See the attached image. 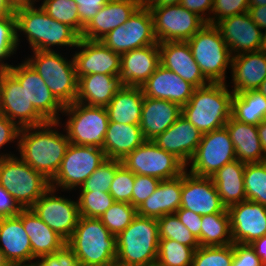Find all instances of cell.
Returning a JSON list of instances; mask_svg holds the SVG:
<instances>
[{"label": "cell", "mask_w": 266, "mask_h": 266, "mask_svg": "<svg viewBox=\"0 0 266 266\" xmlns=\"http://www.w3.org/2000/svg\"><path fill=\"white\" fill-rule=\"evenodd\" d=\"M59 124L47 122L40 126L24 127L19 133L21 159L49 181L56 175L70 144L67 134L55 130Z\"/></svg>", "instance_id": "6da1fadb"}, {"label": "cell", "mask_w": 266, "mask_h": 266, "mask_svg": "<svg viewBox=\"0 0 266 266\" xmlns=\"http://www.w3.org/2000/svg\"><path fill=\"white\" fill-rule=\"evenodd\" d=\"M66 249L81 266H116L117 236L99 218L80 216Z\"/></svg>", "instance_id": "7a4b0ae2"}, {"label": "cell", "mask_w": 266, "mask_h": 266, "mask_svg": "<svg viewBox=\"0 0 266 266\" xmlns=\"http://www.w3.org/2000/svg\"><path fill=\"white\" fill-rule=\"evenodd\" d=\"M36 3L14 8L17 43L19 31L26 35L31 50L53 51L52 46L77 47L80 35L69 25L51 18Z\"/></svg>", "instance_id": "3957f363"}, {"label": "cell", "mask_w": 266, "mask_h": 266, "mask_svg": "<svg viewBox=\"0 0 266 266\" xmlns=\"http://www.w3.org/2000/svg\"><path fill=\"white\" fill-rule=\"evenodd\" d=\"M233 94L226 83L195 88L182 115L202 134L223 128L231 117Z\"/></svg>", "instance_id": "277c9868"}, {"label": "cell", "mask_w": 266, "mask_h": 266, "mask_svg": "<svg viewBox=\"0 0 266 266\" xmlns=\"http://www.w3.org/2000/svg\"><path fill=\"white\" fill-rule=\"evenodd\" d=\"M158 245L157 219L136 215L117 235L116 266H156Z\"/></svg>", "instance_id": "5b68a950"}, {"label": "cell", "mask_w": 266, "mask_h": 266, "mask_svg": "<svg viewBox=\"0 0 266 266\" xmlns=\"http://www.w3.org/2000/svg\"><path fill=\"white\" fill-rule=\"evenodd\" d=\"M187 43L203 76L210 83H226L233 56L218 27L206 23Z\"/></svg>", "instance_id": "8992f818"}, {"label": "cell", "mask_w": 266, "mask_h": 266, "mask_svg": "<svg viewBox=\"0 0 266 266\" xmlns=\"http://www.w3.org/2000/svg\"><path fill=\"white\" fill-rule=\"evenodd\" d=\"M31 58H25L41 76L51 93L63 105L76 102L78 77L74 60L61 56L57 51H33Z\"/></svg>", "instance_id": "52a82bcc"}, {"label": "cell", "mask_w": 266, "mask_h": 266, "mask_svg": "<svg viewBox=\"0 0 266 266\" xmlns=\"http://www.w3.org/2000/svg\"><path fill=\"white\" fill-rule=\"evenodd\" d=\"M0 185L23 209L30 208L51 187L43 174L15 155L0 158Z\"/></svg>", "instance_id": "ba28073f"}, {"label": "cell", "mask_w": 266, "mask_h": 266, "mask_svg": "<svg viewBox=\"0 0 266 266\" xmlns=\"http://www.w3.org/2000/svg\"><path fill=\"white\" fill-rule=\"evenodd\" d=\"M62 113L68 116L65 132L70 143L103 148L109 124L106 107L74 102L64 106Z\"/></svg>", "instance_id": "9c48e42d"}, {"label": "cell", "mask_w": 266, "mask_h": 266, "mask_svg": "<svg viewBox=\"0 0 266 266\" xmlns=\"http://www.w3.org/2000/svg\"><path fill=\"white\" fill-rule=\"evenodd\" d=\"M106 160L102 148L70 143L56 175L50 180V186L57 191V187L65 191L80 188Z\"/></svg>", "instance_id": "30bf717a"}, {"label": "cell", "mask_w": 266, "mask_h": 266, "mask_svg": "<svg viewBox=\"0 0 266 266\" xmlns=\"http://www.w3.org/2000/svg\"><path fill=\"white\" fill-rule=\"evenodd\" d=\"M121 162L134 174L153 176L160 180L178 177L188 169L174 154L158 147L152 140L143 142Z\"/></svg>", "instance_id": "8fae6325"}, {"label": "cell", "mask_w": 266, "mask_h": 266, "mask_svg": "<svg viewBox=\"0 0 266 266\" xmlns=\"http://www.w3.org/2000/svg\"><path fill=\"white\" fill-rule=\"evenodd\" d=\"M158 43L166 41H187L206 22L196 13L185 9L181 4L148 6Z\"/></svg>", "instance_id": "7c38bea8"}, {"label": "cell", "mask_w": 266, "mask_h": 266, "mask_svg": "<svg viewBox=\"0 0 266 266\" xmlns=\"http://www.w3.org/2000/svg\"><path fill=\"white\" fill-rule=\"evenodd\" d=\"M236 160L235 150L226 127L203 133L190 163L189 173L212 177L225 164Z\"/></svg>", "instance_id": "4fadbf2b"}, {"label": "cell", "mask_w": 266, "mask_h": 266, "mask_svg": "<svg viewBox=\"0 0 266 266\" xmlns=\"http://www.w3.org/2000/svg\"><path fill=\"white\" fill-rule=\"evenodd\" d=\"M49 188L30 209L66 241L71 237L80 218L78 201L61 197Z\"/></svg>", "instance_id": "5bb4252c"}, {"label": "cell", "mask_w": 266, "mask_h": 266, "mask_svg": "<svg viewBox=\"0 0 266 266\" xmlns=\"http://www.w3.org/2000/svg\"><path fill=\"white\" fill-rule=\"evenodd\" d=\"M0 93L3 115L20 128L47 123L29 102L20 82L7 69L0 70Z\"/></svg>", "instance_id": "9a60e30c"}, {"label": "cell", "mask_w": 266, "mask_h": 266, "mask_svg": "<svg viewBox=\"0 0 266 266\" xmlns=\"http://www.w3.org/2000/svg\"><path fill=\"white\" fill-rule=\"evenodd\" d=\"M7 70L20 82L29 102L47 122L60 121L59 112H63L64 106L54 97L45 81L26 60L19 65H12Z\"/></svg>", "instance_id": "2e32d148"}, {"label": "cell", "mask_w": 266, "mask_h": 266, "mask_svg": "<svg viewBox=\"0 0 266 266\" xmlns=\"http://www.w3.org/2000/svg\"><path fill=\"white\" fill-rule=\"evenodd\" d=\"M201 216L224 213L226 206L222 203L217 188L211 177L182 174L181 207Z\"/></svg>", "instance_id": "e0dca14e"}, {"label": "cell", "mask_w": 266, "mask_h": 266, "mask_svg": "<svg viewBox=\"0 0 266 266\" xmlns=\"http://www.w3.org/2000/svg\"><path fill=\"white\" fill-rule=\"evenodd\" d=\"M233 243L250 245L266 235V206L245 200L227 208Z\"/></svg>", "instance_id": "ac0fdd59"}, {"label": "cell", "mask_w": 266, "mask_h": 266, "mask_svg": "<svg viewBox=\"0 0 266 266\" xmlns=\"http://www.w3.org/2000/svg\"><path fill=\"white\" fill-rule=\"evenodd\" d=\"M72 56L77 77L88 74H105L119 76L121 55L113 52L101 41L80 38Z\"/></svg>", "instance_id": "d6986e66"}, {"label": "cell", "mask_w": 266, "mask_h": 266, "mask_svg": "<svg viewBox=\"0 0 266 266\" xmlns=\"http://www.w3.org/2000/svg\"><path fill=\"white\" fill-rule=\"evenodd\" d=\"M216 26L232 56L263 49V30L252 21L248 12L225 18Z\"/></svg>", "instance_id": "ffe728a7"}, {"label": "cell", "mask_w": 266, "mask_h": 266, "mask_svg": "<svg viewBox=\"0 0 266 266\" xmlns=\"http://www.w3.org/2000/svg\"><path fill=\"white\" fill-rule=\"evenodd\" d=\"M158 47L160 65L164 68L176 73L195 88L203 87L210 83L201 73L187 41H166L158 43Z\"/></svg>", "instance_id": "44dd1931"}, {"label": "cell", "mask_w": 266, "mask_h": 266, "mask_svg": "<svg viewBox=\"0 0 266 266\" xmlns=\"http://www.w3.org/2000/svg\"><path fill=\"white\" fill-rule=\"evenodd\" d=\"M201 138L202 133L181 114L166 131L152 139V142L174 154L188 167Z\"/></svg>", "instance_id": "7402d4cb"}, {"label": "cell", "mask_w": 266, "mask_h": 266, "mask_svg": "<svg viewBox=\"0 0 266 266\" xmlns=\"http://www.w3.org/2000/svg\"><path fill=\"white\" fill-rule=\"evenodd\" d=\"M141 89L146 97L171 101L182 108L193 95L195 87L159 65Z\"/></svg>", "instance_id": "603a6c76"}, {"label": "cell", "mask_w": 266, "mask_h": 266, "mask_svg": "<svg viewBox=\"0 0 266 266\" xmlns=\"http://www.w3.org/2000/svg\"><path fill=\"white\" fill-rule=\"evenodd\" d=\"M140 7L137 0H110L83 28L80 38L100 41L117 28Z\"/></svg>", "instance_id": "cb8c5ba5"}, {"label": "cell", "mask_w": 266, "mask_h": 266, "mask_svg": "<svg viewBox=\"0 0 266 266\" xmlns=\"http://www.w3.org/2000/svg\"><path fill=\"white\" fill-rule=\"evenodd\" d=\"M160 65L158 44L121 54L120 81L124 86L142 87Z\"/></svg>", "instance_id": "d4e9b609"}, {"label": "cell", "mask_w": 266, "mask_h": 266, "mask_svg": "<svg viewBox=\"0 0 266 266\" xmlns=\"http://www.w3.org/2000/svg\"><path fill=\"white\" fill-rule=\"evenodd\" d=\"M0 249L12 266H29L34 259L21 212L17 216L0 218Z\"/></svg>", "instance_id": "484cf974"}, {"label": "cell", "mask_w": 266, "mask_h": 266, "mask_svg": "<svg viewBox=\"0 0 266 266\" xmlns=\"http://www.w3.org/2000/svg\"><path fill=\"white\" fill-rule=\"evenodd\" d=\"M232 91L258 90L266 78V50L245 52L232 57Z\"/></svg>", "instance_id": "4316f807"}, {"label": "cell", "mask_w": 266, "mask_h": 266, "mask_svg": "<svg viewBox=\"0 0 266 266\" xmlns=\"http://www.w3.org/2000/svg\"><path fill=\"white\" fill-rule=\"evenodd\" d=\"M21 221L30 238L34 258L55 255L66 249V240L53 231L30 208L21 211Z\"/></svg>", "instance_id": "83f0119b"}, {"label": "cell", "mask_w": 266, "mask_h": 266, "mask_svg": "<svg viewBox=\"0 0 266 266\" xmlns=\"http://www.w3.org/2000/svg\"><path fill=\"white\" fill-rule=\"evenodd\" d=\"M182 114V108L171 101L144 96L140 128L146 140L166 131Z\"/></svg>", "instance_id": "f1b7e54d"}, {"label": "cell", "mask_w": 266, "mask_h": 266, "mask_svg": "<svg viewBox=\"0 0 266 266\" xmlns=\"http://www.w3.org/2000/svg\"><path fill=\"white\" fill-rule=\"evenodd\" d=\"M181 191L182 174L161 180L155 192L136 209L137 215L158 219L175 213L181 207Z\"/></svg>", "instance_id": "f546056e"}, {"label": "cell", "mask_w": 266, "mask_h": 266, "mask_svg": "<svg viewBox=\"0 0 266 266\" xmlns=\"http://www.w3.org/2000/svg\"><path fill=\"white\" fill-rule=\"evenodd\" d=\"M123 86L119 76L97 73L80 76L76 102L106 107Z\"/></svg>", "instance_id": "4dcf8cb0"}, {"label": "cell", "mask_w": 266, "mask_h": 266, "mask_svg": "<svg viewBox=\"0 0 266 266\" xmlns=\"http://www.w3.org/2000/svg\"><path fill=\"white\" fill-rule=\"evenodd\" d=\"M225 127L230 134L237 160L245 164L266 160L256 125L239 122L231 116Z\"/></svg>", "instance_id": "1f68e13d"}, {"label": "cell", "mask_w": 266, "mask_h": 266, "mask_svg": "<svg viewBox=\"0 0 266 266\" xmlns=\"http://www.w3.org/2000/svg\"><path fill=\"white\" fill-rule=\"evenodd\" d=\"M145 141L140 125L109 122L102 149L107 159L122 161Z\"/></svg>", "instance_id": "d6a6232c"}, {"label": "cell", "mask_w": 266, "mask_h": 266, "mask_svg": "<svg viewBox=\"0 0 266 266\" xmlns=\"http://www.w3.org/2000/svg\"><path fill=\"white\" fill-rule=\"evenodd\" d=\"M143 100L141 87L123 86L106 106L109 122L140 125Z\"/></svg>", "instance_id": "836d02e7"}, {"label": "cell", "mask_w": 266, "mask_h": 266, "mask_svg": "<svg viewBox=\"0 0 266 266\" xmlns=\"http://www.w3.org/2000/svg\"><path fill=\"white\" fill-rule=\"evenodd\" d=\"M245 165V163L236 159L225 164L211 177L226 208L246 200L244 188Z\"/></svg>", "instance_id": "e575fe53"}, {"label": "cell", "mask_w": 266, "mask_h": 266, "mask_svg": "<svg viewBox=\"0 0 266 266\" xmlns=\"http://www.w3.org/2000/svg\"><path fill=\"white\" fill-rule=\"evenodd\" d=\"M231 116L239 122L258 126L266 120V97L259 90L234 93Z\"/></svg>", "instance_id": "d590c367"}, {"label": "cell", "mask_w": 266, "mask_h": 266, "mask_svg": "<svg viewBox=\"0 0 266 266\" xmlns=\"http://www.w3.org/2000/svg\"><path fill=\"white\" fill-rule=\"evenodd\" d=\"M233 244L228 211L209 214L201 218L200 246Z\"/></svg>", "instance_id": "8d00e7d4"}, {"label": "cell", "mask_w": 266, "mask_h": 266, "mask_svg": "<svg viewBox=\"0 0 266 266\" xmlns=\"http://www.w3.org/2000/svg\"><path fill=\"white\" fill-rule=\"evenodd\" d=\"M125 24H129L130 51L158 44L154 33L153 18L148 7L140 6Z\"/></svg>", "instance_id": "74e56055"}, {"label": "cell", "mask_w": 266, "mask_h": 266, "mask_svg": "<svg viewBox=\"0 0 266 266\" xmlns=\"http://www.w3.org/2000/svg\"><path fill=\"white\" fill-rule=\"evenodd\" d=\"M195 249L171 239H160L156 266H192Z\"/></svg>", "instance_id": "f35d334b"}, {"label": "cell", "mask_w": 266, "mask_h": 266, "mask_svg": "<svg viewBox=\"0 0 266 266\" xmlns=\"http://www.w3.org/2000/svg\"><path fill=\"white\" fill-rule=\"evenodd\" d=\"M244 188L246 200L266 206V160L245 165Z\"/></svg>", "instance_id": "ab89813d"}, {"label": "cell", "mask_w": 266, "mask_h": 266, "mask_svg": "<svg viewBox=\"0 0 266 266\" xmlns=\"http://www.w3.org/2000/svg\"><path fill=\"white\" fill-rule=\"evenodd\" d=\"M157 223L159 240H175L181 244L190 246L195 250L200 247L197 237L190 232L175 213L158 218Z\"/></svg>", "instance_id": "60d3db41"}, {"label": "cell", "mask_w": 266, "mask_h": 266, "mask_svg": "<svg viewBox=\"0 0 266 266\" xmlns=\"http://www.w3.org/2000/svg\"><path fill=\"white\" fill-rule=\"evenodd\" d=\"M40 7L51 18L69 25L81 36L84 25L79 20L78 5L73 0H44Z\"/></svg>", "instance_id": "b9f144b4"}, {"label": "cell", "mask_w": 266, "mask_h": 266, "mask_svg": "<svg viewBox=\"0 0 266 266\" xmlns=\"http://www.w3.org/2000/svg\"><path fill=\"white\" fill-rule=\"evenodd\" d=\"M137 215V210L130 203L114 202L99 218L115 236L124 231Z\"/></svg>", "instance_id": "7bdbcfd3"}, {"label": "cell", "mask_w": 266, "mask_h": 266, "mask_svg": "<svg viewBox=\"0 0 266 266\" xmlns=\"http://www.w3.org/2000/svg\"><path fill=\"white\" fill-rule=\"evenodd\" d=\"M234 243L225 246H200L194 252L192 266H231Z\"/></svg>", "instance_id": "ee69618b"}, {"label": "cell", "mask_w": 266, "mask_h": 266, "mask_svg": "<svg viewBox=\"0 0 266 266\" xmlns=\"http://www.w3.org/2000/svg\"><path fill=\"white\" fill-rule=\"evenodd\" d=\"M122 164L120 160L107 159L80 187V192L101 191L109 193L116 169Z\"/></svg>", "instance_id": "f6af8a7d"}, {"label": "cell", "mask_w": 266, "mask_h": 266, "mask_svg": "<svg viewBox=\"0 0 266 266\" xmlns=\"http://www.w3.org/2000/svg\"><path fill=\"white\" fill-rule=\"evenodd\" d=\"M78 198L79 213L82 217L100 218L115 202L110 193L80 192Z\"/></svg>", "instance_id": "bcb514c9"}, {"label": "cell", "mask_w": 266, "mask_h": 266, "mask_svg": "<svg viewBox=\"0 0 266 266\" xmlns=\"http://www.w3.org/2000/svg\"><path fill=\"white\" fill-rule=\"evenodd\" d=\"M18 44L16 16L13 12L9 16L0 18V70L8 69L12 66L4 63V60L16 52Z\"/></svg>", "instance_id": "7dc6e473"}, {"label": "cell", "mask_w": 266, "mask_h": 266, "mask_svg": "<svg viewBox=\"0 0 266 266\" xmlns=\"http://www.w3.org/2000/svg\"><path fill=\"white\" fill-rule=\"evenodd\" d=\"M135 174L121 164L115 172L109 193L115 202L130 203L132 205V192Z\"/></svg>", "instance_id": "c3c4849f"}, {"label": "cell", "mask_w": 266, "mask_h": 266, "mask_svg": "<svg viewBox=\"0 0 266 266\" xmlns=\"http://www.w3.org/2000/svg\"><path fill=\"white\" fill-rule=\"evenodd\" d=\"M248 9V0H213V16H210L209 24L216 25L225 18L248 12Z\"/></svg>", "instance_id": "681fc988"}, {"label": "cell", "mask_w": 266, "mask_h": 266, "mask_svg": "<svg viewBox=\"0 0 266 266\" xmlns=\"http://www.w3.org/2000/svg\"><path fill=\"white\" fill-rule=\"evenodd\" d=\"M161 182L153 176L135 174L134 188L132 192V206L136 209L156 190Z\"/></svg>", "instance_id": "f907efd6"}, {"label": "cell", "mask_w": 266, "mask_h": 266, "mask_svg": "<svg viewBox=\"0 0 266 266\" xmlns=\"http://www.w3.org/2000/svg\"><path fill=\"white\" fill-rule=\"evenodd\" d=\"M113 52L123 54L130 51L129 24H123L110 31L100 40Z\"/></svg>", "instance_id": "816d5d0a"}, {"label": "cell", "mask_w": 266, "mask_h": 266, "mask_svg": "<svg viewBox=\"0 0 266 266\" xmlns=\"http://www.w3.org/2000/svg\"><path fill=\"white\" fill-rule=\"evenodd\" d=\"M231 266H265L251 245L234 243V256Z\"/></svg>", "instance_id": "f5cc1de1"}, {"label": "cell", "mask_w": 266, "mask_h": 266, "mask_svg": "<svg viewBox=\"0 0 266 266\" xmlns=\"http://www.w3.org/2000/svg\"><path fill=\"white\" fill-rule=\"evenodd\" d=\"M21 128L9 120L6 116L0 115V149L7 143L17 140L18 148V139ZM14 156V154H0V158Z\"/></svg>", "instance_id": "db71d44e"}, {"label": "cell", "mask_w": 266, "mask_h": 266, "mask_svg": "<svg viewBox=\"0 0 266 266\" xmlns=\"http://www.w3.org/2000/svg\"><path fill=\"white\" fill-rule=\"evenodd\" d=\"M35 259L37 260L34 261ZM33 261L34 262H31L29 266H81L72 256H70L67 249L55 255L36 257Z\"/></svg>", "instance_id": "11a10c76"}, {"label": "cell", "mask_w": 266, "mask_h": 266, "mask_svg": "<svg viewBox=\"0 0 266 266\" xmlns=\"http://www.w3.org/2000/svg\"><path fill=\"white\" fill-rule=\"evenodd\" d=\"M78 5L80 22L85 26L110 0H73Z\"/></svg>", "instance_id": "9f6ffc18"}, {"label": "cell", "mask_w": 266, "mask_h": 266, "mask_svg": "<svg viewBox=\"0 0 266 266\" xmlns=\"http://www.w3.org/2000/svg\"><path fill=\"white\" fill-rule=\"evenodd\" d=\"M175 214L179 220L190 230V232L197 237L200 244L202 216L183 208L178 209Z\"/></svg>", "instance_id": "6f0895ef"}, {"label": "cell", "mask_w": 266, "mask_h": 266, "mask_svg": "<svg viewBox=\"0 0 266 266\" xmlns=\"http://www.w3.org/2000/svg\"><path fill=\"white\" fill-rule=\"evenodd\" d=\"M22 210L18 202L0 185V218L17 216Z\"/></svg>", "instance_id": "680465c9"}, {"label": "cell", "mask_w": 266, "mask_h": 266, "mask_svg": "<svg viewBox=\"0 0 266 266\" xmlns=\"http://www.w3.org/2000/svg\"><path fill=\"white\" fill-rule=\"evenodd\" d=\"M181 5L185 9H188L189 11L196 13L206 23H209L210 16H205V15L208 12L207 15L212 16L211 13H212V7H213V0H182Z\"/></svg>", "instance_id": "91938a15"}, {"label": "cell", "mask_w": 266, "mask_h": 266, "mask_svg": "<svg viewBox=\"0 0 266 266\" xmlns=\"http://www.w3.org/2000/svg\"><path fill=\"white\" fill-rule=\"evenodd\" d=\"M248 13L255 24L266 29V6L249 7Z\"/></svg>", "instance_id": "94428289"}, {"label": "cell", "mask_w": 266, "mask_h": 266, "mask_svg": "<svg viewBox=\"0 0 266 266\" xmlns=\"http://www.w3.org/2000/svg\"><path fill=\"white\" fill-rule=\"evenodd\" d=\"M250 245L261 259V262L266 266V235L255 240Z\"/></svg>", "instance_id": "6125c7cd"}, {"label": "cell", "mask_w": 266, "mask_h": 266, "mask_svg": "<svg viewBox=\"0 0 266 266\" xmlns=\"http://www.w3.org/2000/svg\"><path fill=\"white\" fill-rule=\"evenodd\" d=\"M258 135L260 138L261 146L266 157V120L262 121L258 126Z\"/></svg>", "instance_id": "be15d7a7"}, {"label": "cell", "mask_w": 266, "mask_h": 266, "mask_svg": "<svg viewBox=\"0 0 266 266\" xmlns=\"http://www.w3.org/2000/svg\"><path fill=\"white\" fill-rule=\"evenodd\" d=\"M14 12V7L6 0H0V18L9 16Z\"/></svg>", "instance_id": "e7e4bbea"}, {"label": "cell", "mask_w": 266, "mask_h": 266, "mask_svg": "<svg viewBox=\"0 0 266 266\" xmlns=\"http://www.w3.org/2000/svg\"><path fill=\"white\" fill-rule=\"evenodd\" d=\"M182 0H156L150 6H166V5H178Z\"/></svg>", "instance_id": "03108f58"}, {"label": "cell", "mask_w": 266, "mask_h": 266, "mask_svg": "<svg viewBox=\"0 0 266 266\" xmlns=\"http://www.w3.org/2000/svg\"><path fill=\"white\" fill-rule=\"evenodd\" d=\"M249 7L266 6V0H248Z\"/></svg>", "instance_id": "003e7915"}, {"label": "cell", "mask_w": 266, "mask_h": 266, "mask_svg": "<svg viewBox=\"0 0 266 266\" xmlns=\"http://www.w3.org/2000/svg\"><path fill=\"white\" fill-rule=\"evenodd\" d=\"M0 266H12L10 262L6 259L5 254L0 249Z\"/></svg>", "instance_id": "a7ac6f4b"}, {"label": "cell", "mask_w": 266, "mask_h": 266, "mask_svg": "<svg viewBox=\"0 0 266 266\" xmlns=\"http://www.w3.org/2000/svg\"><path fill=\"white\" fill-rule=\"evenodd\" d=\"M156 0H137V2L140 4V6L148 7L151 4H153Z\"/></svg>", "instance_id": "89a4df30"}, {"label": "cell", "mask_w": 266, "mask_h": 266, "mask_svg": "<svg viewBox=\"0 0 266 266\" xmlns=\"http://www.w3.org/2000/svg\"><path fill=\"white\" fill-rule=\"evenodd\" d=\"M266 97V78L258 89Z\"/></svg>", "instance_id": "2644e50d"}, {"label": "cell", "mask_w": 266, "mask_h": 266, "mask_svg": "<svg viewBox=\"0 0 266 266\" xmlns=\"http://www.w3.org/2000/svg\"><path fill=\"white\" fill-rule=\"evenodd\" d=\"M38 0H19V7L24 5V4H31V3H35Z\"/></svg>", "instance_id": "8c879c8a"}, {"label": "cell", "mask_w": 266, "mask_h": 266, "mask_svg": "<svg viewBox=\"0 0 266 266\" xmlns=\"http://www.w3.org/2000/svg\"><path fill=\"white\" fill-rule=\"evenodd\" d=\"M9 4H11L14 8L19 7V0H6Z\"/></svg>", "instance_id": "753ad0ef"}, {"label": "cell", "mask_w": 266, "mask_h": 266, "mask_svg": "<svg viewBox=\"0 0 266 266\" xmlns=\"http://www.w3.org/2000/svg\"><path fill=\"white\" fill-rule=\"evenodd\" d=\"M263 49L266 50V29L263 32Z\"/></svg>", "instance_id": "34e18365"}, {"label": "cell", "mask_w": 266, "mask_h": 266, "mask_svg": "<svg viewBox=\"0 0 266 266\" xmlns=\"http://www.w3.org/2000/svg\"><path fill=\"white\" fill-rule=\"evenodd\" d=\"M0 115H3L2 106H1V93H0Z\"/></svg>", "instance_id": "11e5206c"}]
</instances>
